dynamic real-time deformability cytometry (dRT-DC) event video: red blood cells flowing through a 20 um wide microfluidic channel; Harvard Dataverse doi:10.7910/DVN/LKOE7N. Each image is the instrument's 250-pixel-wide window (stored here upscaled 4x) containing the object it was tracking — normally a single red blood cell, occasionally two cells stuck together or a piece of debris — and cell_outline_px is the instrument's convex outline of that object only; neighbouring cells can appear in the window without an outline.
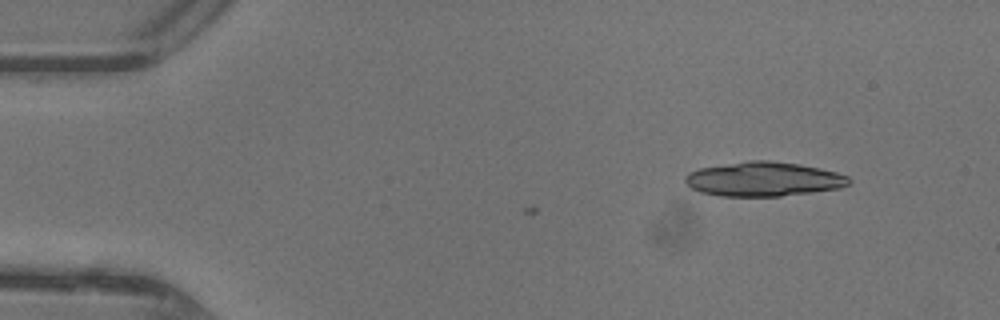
{"species": "common noctule bat (a hibernating species)", "species_latin": "Nyctalus noctula", "temperature_condition": "warm", "stored_images_in_passage": 4, "camera_frame_rate_fps": 3000, "um_per_image_px": 0.085, "animal": {"sex": "female"}, "frame": {"image": 1, "passage_image": 4, "time_ms": 1.0, "image_size_px": [1000, 320], "cell_outline_px": [[852, 180], [848, 184], [840, 188], [812, 192], [780, 196], [720, 196], [700, 192], [692, 188], [684, 180], [684, 176], [688, 172], [700, 168], [748, 160], [772, 160], [800, 164], [820, 168], [836, 172], [848, 176]], "centroid_in_image_um": [64.9, 15.22], "position_along_channel_um": 20.1, "area_um2": 32.89}}